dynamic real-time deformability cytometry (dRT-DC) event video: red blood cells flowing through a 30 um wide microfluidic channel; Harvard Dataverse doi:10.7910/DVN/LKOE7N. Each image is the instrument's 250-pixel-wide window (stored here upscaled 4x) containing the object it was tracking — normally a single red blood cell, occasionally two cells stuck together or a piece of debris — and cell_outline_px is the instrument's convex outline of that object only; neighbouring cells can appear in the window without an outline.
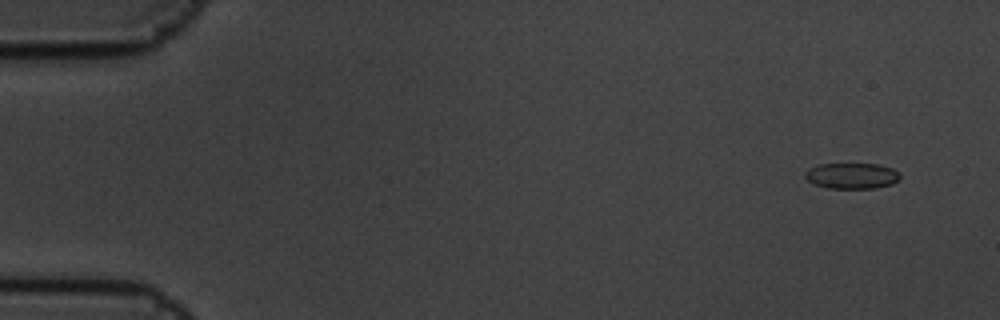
{"species": "common noctule bat (a hibernating species)", "species_latin": "Nyctalus noctula", "temperature_condition": "cold", "stored_images_in_passage": 6, "camera_frame_rate_fps": 3000, "um_per_image_px": 0.085, "animal": {"sex": "male", "body_mass_g": 19.5, "forearm_length_mm": 54.6}, "frame": {"image": 1, "passage_image": 1, "time_ms": 0.0, "image_size_px": [1000, 320], "cell_outline_px": [[900, 180], [892, 184], [876, 188], [828, 188], [812, 184], [804, 176], [804, 172], [808, 168], [820, 164], [880, 164], [892, 168], [900, 176]], "centroid_in_image_um": [72.38, 14.94], "position_along_channel_um": 12.6, "area_um2": 14.39}}
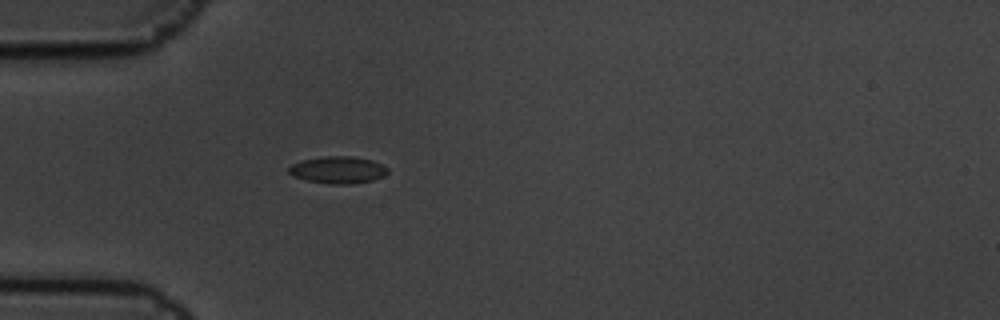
{"frame": {"image": 2, "passage_image": 5, "time_ms": 1.333, "image_size_px": [1000, 320], "cell_outline_px": [[388, 172], [384, 176], [372, 180], [348, 184], [332, 184], [308, 180], [292, 176], [288, 172], [288, 168], [292, 164], [300, 160], [324, 156], [352, 156], [372, 160], [384, 164], [388, 168]], "centroid_in_image_um": [28.73, 14.43], "position_along_channel_um": 56.3, "area_um2": 15.66}}